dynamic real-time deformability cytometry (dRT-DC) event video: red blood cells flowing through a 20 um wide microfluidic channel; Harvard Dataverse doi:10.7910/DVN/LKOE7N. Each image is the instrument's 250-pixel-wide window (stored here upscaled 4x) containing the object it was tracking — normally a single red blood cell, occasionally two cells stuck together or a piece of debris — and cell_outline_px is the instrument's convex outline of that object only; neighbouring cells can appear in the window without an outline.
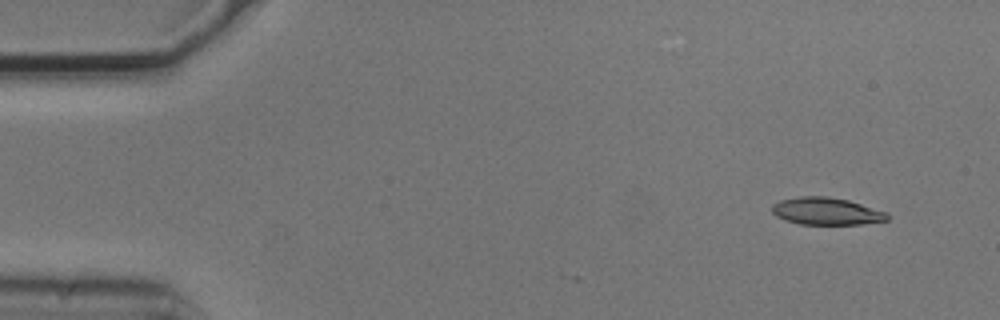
{"species": "common noctule bat (a hibernating species)", "species_latin": "Nyctalus noctula", "temperature_condition": "cold", "stored_images_in_passage": 4, "camera_frame_rate_fps": 3000, "um_per_image_px": 0.085, "animal": {"sex": "male", "body_mass_g": 20.5, "forearm_length_mm": 52.5}, "frame": {"image": 1, "passage_image": 1, "time_ms": 0.0, "image_size_px": [1000, 320], "cell_outline_px": [[888, 220], [860, 224], [800, 224], [784, 220], [776, 216], [772, 212], [772, 204], [780, 200], [800, 196], [828, 196], [848, 200], [888, 212]], "centroid_in_image_um": [70.23, 17.95], "position_along_channel_um": 14.8, "area_um2": 18.38}}